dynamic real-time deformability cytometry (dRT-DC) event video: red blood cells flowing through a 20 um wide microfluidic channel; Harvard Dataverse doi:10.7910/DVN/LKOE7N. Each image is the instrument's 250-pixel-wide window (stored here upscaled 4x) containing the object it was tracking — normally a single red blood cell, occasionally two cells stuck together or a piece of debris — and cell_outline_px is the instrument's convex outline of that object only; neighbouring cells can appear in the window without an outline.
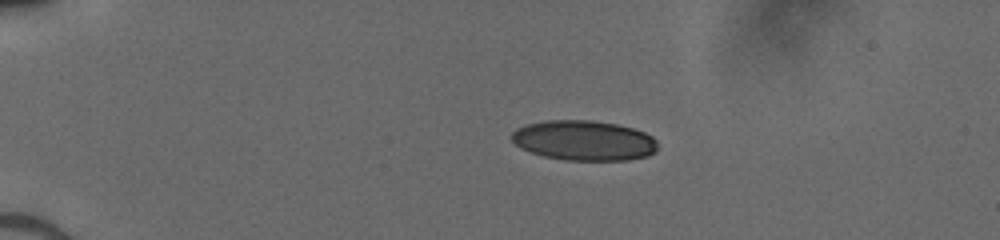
{"species": "human", "species_latin": "Homo sapiens", "temperature_condition": "cold", "stored_images_in_passage": 40, "camera_frame_rate_fps": 3000, "um_per_image_px": 0.085, "donor": {"sex": "male"}, "frame": {"image": 1, "passage_image": 1, "time_ms": 0.0, "image_size_px": [1000, 240], "cell_outline_px": [[656, 152], [648, 156], [628, 160], [564, 160], [544, 156], [520, 148], [512, 140], [512, 132], [516, 128], [528, 124], [548, 120], [592, 120], [616, 124], [632, 128], [644, 132], [652, 136], [656, 140]], "centroid_in_image_um": [49.65, 11.94], "position_along_channel_um": 35.4, "area_um2": 34.04}}
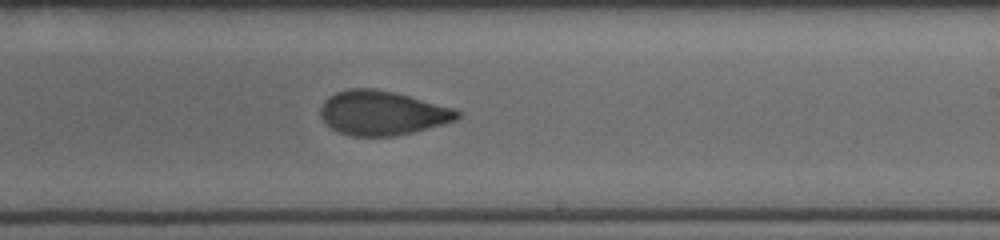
{"frame": {"image": 2, "passage_image": 22, "time_ms": 7.0, "image_size_px": [1000, 240], "cell_outline_px": [[460, 116], [456, 120], [412, 132], [392, 136], [352, 136], [340, 132], [332, 128], [320, 116], [320, 108], [324, 100], [328, 96], [336, 92], [348, 88], [372, 88], [392, 92], [408, 96], [452, 108], [460, 112]], "centroid_in_image_um": [32.44, 9.6], "position_along_channel_um": 256.6, "area_um2": 34.85}}
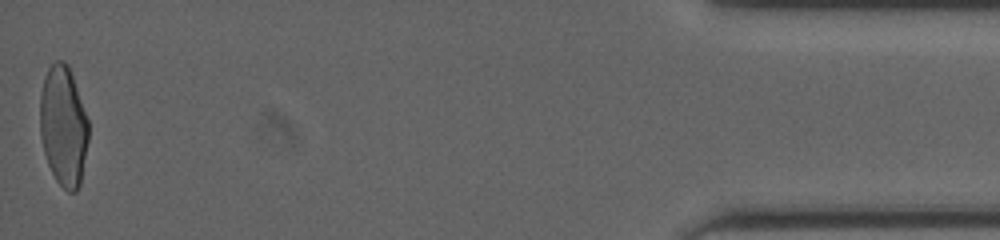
{"frame": {"image": 3, "passage_image": 40, "time_ms": 13.0, "image_size_px": [1000, 240], "cell_outline_px": [[88, 140], [80, 184], [76, 192], [68, 192], [56, 180], [48, 164], [44, 152], [40, 136], [40, 92], [44, 76], [48, 68], [56, 60], [64, 60], [68, 64], [88, 120]], "centroid_in_image_um": [5.37, 10.7], "position_along_channel_um": 429.8, "area_um2": 33.93}}